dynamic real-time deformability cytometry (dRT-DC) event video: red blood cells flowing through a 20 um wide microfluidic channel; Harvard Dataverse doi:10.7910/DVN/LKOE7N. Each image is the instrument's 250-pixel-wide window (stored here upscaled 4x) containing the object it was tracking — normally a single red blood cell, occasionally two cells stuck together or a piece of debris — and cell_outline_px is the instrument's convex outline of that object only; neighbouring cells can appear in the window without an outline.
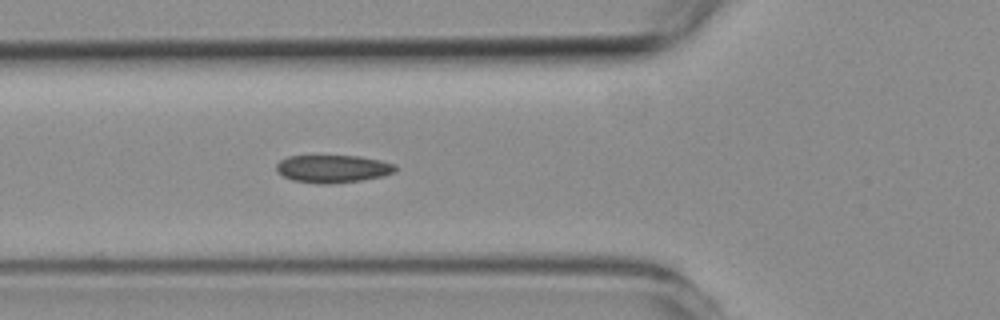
{"species": "common noctule bat (a hibernating species)", "species_latin": "Nyctalus noctula", "temperature_condition": "room temperature", "stored_images_in_passage": 4, "camera_frame_rate_fps": 3000, "um_per_image_px": 0.085, "animal": {"sex": "female", "body_mass_g": 19.3, "forearm_length_mm": 54.1}, "frame": {"image": 1, "passage_image": 4, "time_ms": 3.667, "image_size_px": [1000, 320], "cell_outline_px": [[400, 168], [396, 172], [384, 176], [360, 180], [328, 184], [320, 184], [292, 180], [276, 172], [276, 164], [280, 160], [288, 156], [360, 156], [380, 160], [396, 164]], "centroid_in_image_um": [28.33, 14.34], "position_along_channel_um": 97.5, "area_um2": 19.42}}